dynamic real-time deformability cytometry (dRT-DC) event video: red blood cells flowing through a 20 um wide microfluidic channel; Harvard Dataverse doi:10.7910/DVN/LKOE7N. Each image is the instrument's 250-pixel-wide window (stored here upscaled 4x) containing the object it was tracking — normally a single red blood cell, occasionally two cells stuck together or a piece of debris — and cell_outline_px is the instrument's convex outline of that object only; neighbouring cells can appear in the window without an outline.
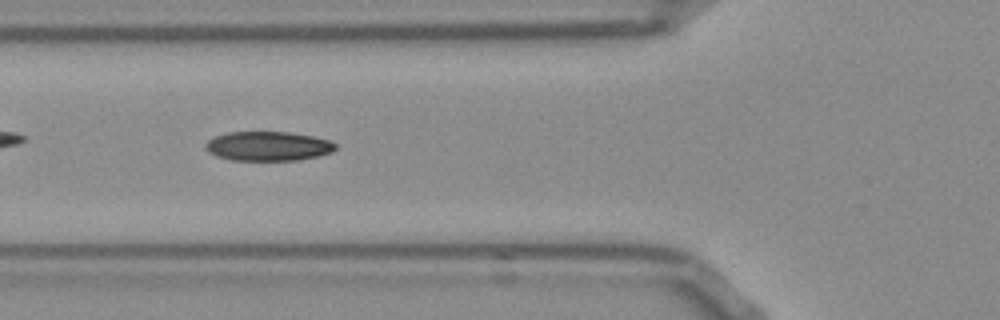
{"species": "Egyptian fruit bat (a non-hibernating species)", "species_latin": "Rousettus aegyptiacus", "temperature_condition": "room temperature", "stored_images_in_passage": 39, "camera_frame_rate_fps": 3000, "um_per_image_px": 0.085, "frame": {"image": 1, "passage_image": 6, "time_ms": 1.667, "image_size_px": [1000, 320], "cell_outline_px": [[336, 148], [332, 152], [316, 156], [296, 160], [228, 160], [216, 156], [208, 152], [204, 148], [204, 144], [208, 140], [216, 136], [228, 132], [288, 132], [312, 136], [328, 140], [336, 144]], "centroid_in_image_um": [22.74, 12.42], "position_along_channel_um": 103.1, "area_um2": 22.2}}
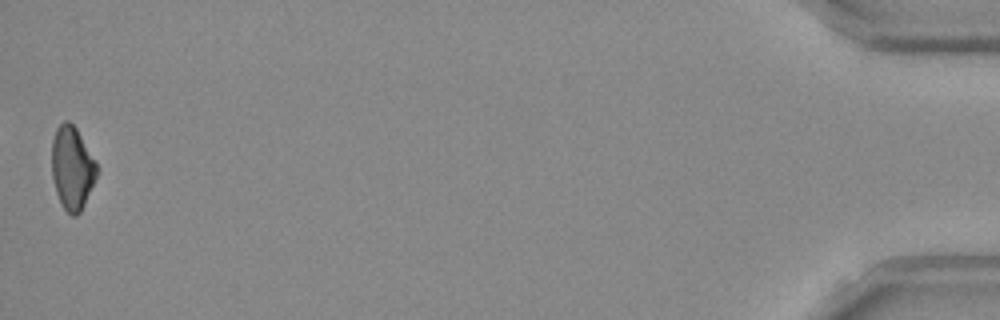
{"frame": {"image": 2, "passage_image": 39, "time_ms": 12.667, "image_size_px": [1000, 320], "cell_outline_px": [[100, 168], [84, 204], [80, 212], [76, 216], [72, 216], [64, 208], [56, 192], [52, 176], [52, 140], [56, 128], [64, 120], [68, 120], [76, 128], [96, 160]], "centroid_in_image_um": [6.14, 14.25], "position_along_channel_um": 429.1, "area_um2": 21.85}, "authors_computed_cell_mechanics": {"area_um2": 22.542, "velocity_mm_per_s": 3.872, "shape_relaxation_time_tau1_ms": 8.9418, "shape_relaxation_time_tau2_ms": 6.4631, "deformation_change_tau1": 0.1998, "deformation_change_tau2": 0.129}}